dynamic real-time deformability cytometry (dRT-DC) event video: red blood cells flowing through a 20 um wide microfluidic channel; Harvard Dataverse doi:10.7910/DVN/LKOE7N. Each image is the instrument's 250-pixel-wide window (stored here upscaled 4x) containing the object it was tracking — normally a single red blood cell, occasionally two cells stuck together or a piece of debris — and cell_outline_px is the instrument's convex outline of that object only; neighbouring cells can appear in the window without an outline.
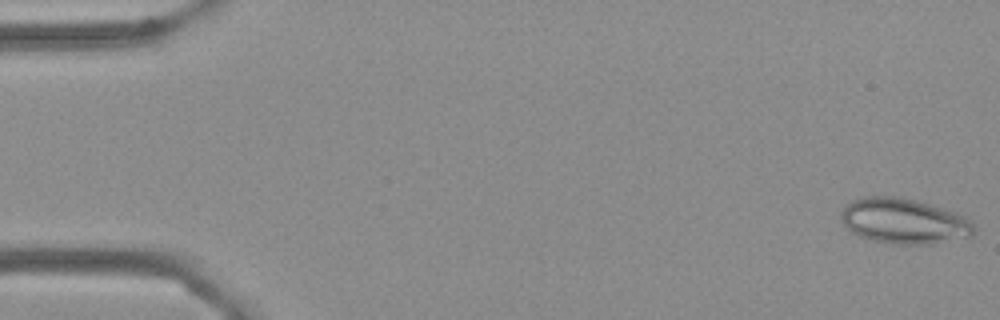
{"species": "Egyptian fruit bat (a non-hibernating species)", "species_latin": "Rousettus aegyptiacus", "temperature_condition": "cold", "stored_images_in_passage": 6, "camera_frame_rate_fps": 3000, "um_per_image_px": 0.085, "frame": {"image": 1, "passage_image": 6, "time_ms": 1.667, "image_size_px": [1000, 320], "cell_outline_px": [[976, 228], [972, 236], [932, 244], [900, 244], [872, 240], [860, 236], [852, 232], [844, 224], [840, 216], [840, 212], [852, 200], [864, 196], [900, 196], [916, 200], [944, 208], [956, 212], [964, 216]], "centroid_in_image_um": [76.84, 18.78], "position_along_channel_um": 8.2, "area_um2": 35.14}}